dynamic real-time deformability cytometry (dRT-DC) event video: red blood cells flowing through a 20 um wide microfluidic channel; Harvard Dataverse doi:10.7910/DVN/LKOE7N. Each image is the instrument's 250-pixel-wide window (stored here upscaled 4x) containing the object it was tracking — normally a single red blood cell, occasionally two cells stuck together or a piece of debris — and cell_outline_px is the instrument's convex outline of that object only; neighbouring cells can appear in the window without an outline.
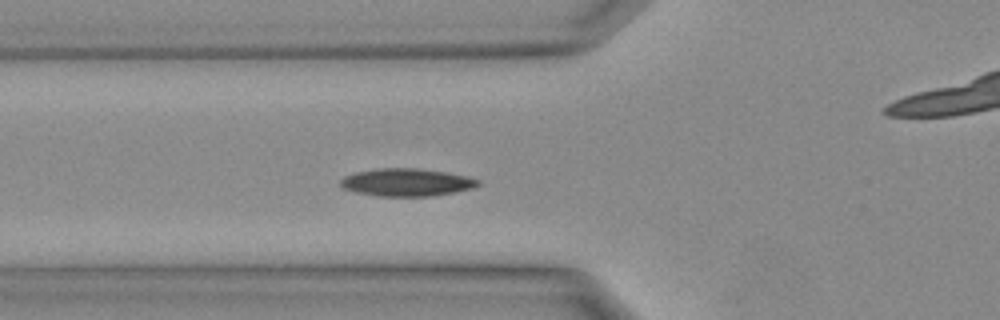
{"species": "Egyptian fruit bat (a non-hibernating species)", "species_latin": "Rousettus aegyptiacus", "temperature_condition": "warm", "stored_images_in_passage": 26, "camera_frame_rate_fps": 3000, "um_per_image_px": 0.085, "animal": {"sex": "female"}, "frame": {"image": 1, "passage_image": 5, "time_ms": 1.333, "image_size_px": [1000, 320], "cell_outline_px": [[480, 184], [472, 188], [456, 192], [432, 196], [376, 196], [356, 192], [344, 188], [340, 184], [340, 180], [344, 176], [356, 172], [380, 168], [416, 168], [444, 172], [464, 176], [480, 180]], "centroid_in_image_um": [34.55, 15.5], "position_along_channel_um": 91.3, "area_um2": 22.02}}